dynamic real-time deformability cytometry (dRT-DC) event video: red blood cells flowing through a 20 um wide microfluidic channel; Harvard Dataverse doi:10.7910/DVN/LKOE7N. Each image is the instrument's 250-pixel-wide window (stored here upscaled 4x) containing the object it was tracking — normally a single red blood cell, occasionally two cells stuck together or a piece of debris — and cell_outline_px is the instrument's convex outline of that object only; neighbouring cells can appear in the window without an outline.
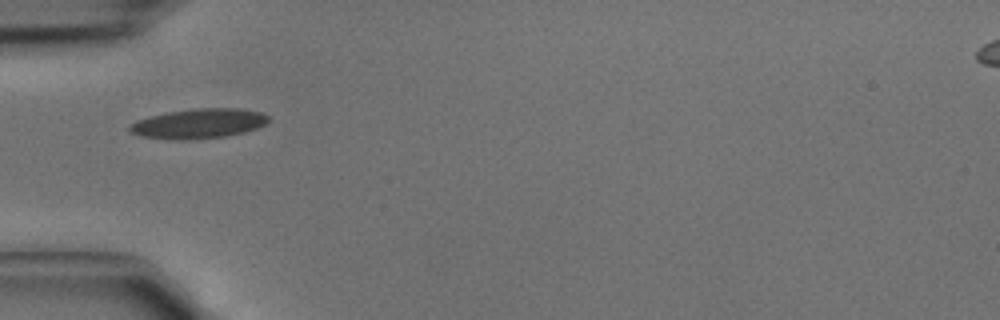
{"species": "common noctule bat (a hibernating species)", "species_latin": "Nyctalus noctula", "temperature_condition": "cold", "stored_images_in_passage": 3, "camera_frame_rate_fps": 3000, "um_per_image_px": 0.085, "animal": {"sex": "male", "body_mass_g": 15.6}, "frame": {"image": 1, "passage_image": 2, "time_ms": 0.333, "image_size_px": [1000, 320], "cell_outline_px": [[268, 120], [264, 124], [256, 128], [244, 132], [224, 136], [188, 140], [176, 140], [144, 136], [132, 132], [128, 128], [136, 120], [168, 112], [196, 108], [240, 108], [260, 112], [268, 116]], "centroid_in_image_um": [16.91, 10.5], "position_along_channel_um": 68.1, "area_um2": 23.7}}